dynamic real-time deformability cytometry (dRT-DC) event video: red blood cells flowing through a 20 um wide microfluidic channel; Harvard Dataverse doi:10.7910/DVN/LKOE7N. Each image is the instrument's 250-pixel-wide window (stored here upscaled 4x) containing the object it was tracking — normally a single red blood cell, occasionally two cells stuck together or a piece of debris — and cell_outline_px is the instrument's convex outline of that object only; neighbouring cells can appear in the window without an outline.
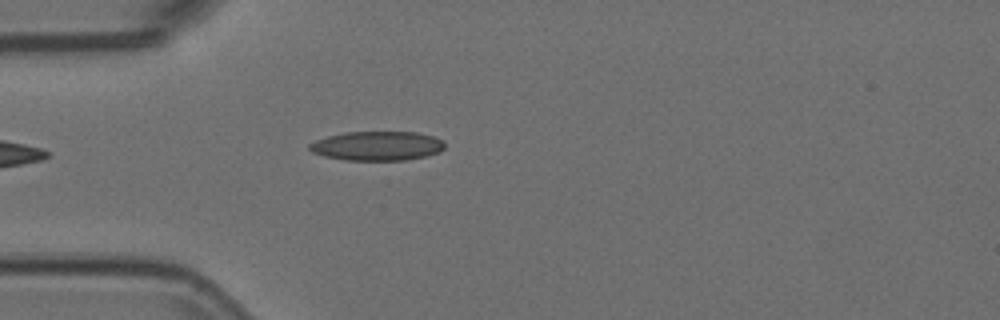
{"species": "Egyptian fruit bat (a non-hibernating species)", "species_latin": "Rousettus aegyptiacus", "temperature_condition": "room temperature", "stored_images_in_passage": 5, "camera_frame_rate_fps": 3000, "um_per_image_px": 0.085, "animal": {"sex": "female"}, "frame": {"image": 1, "passage_image": 5, "time_ms": 1.333, "image_size_px": [1000, 320], "cell_outline_px": [[444, 148], [440, 152], [424, 156], [404, 160], [344, 160], [324, 156], [312, 152], [308, 148], [308, 144], [316, 140], [328, 136], [344, 132], [416, 132], [432, 136], [444, 140]], "centroid_in_image_um": [32.05, 12.4], "position_along_channel_um": 53.0, "area_um2": 23.06}}